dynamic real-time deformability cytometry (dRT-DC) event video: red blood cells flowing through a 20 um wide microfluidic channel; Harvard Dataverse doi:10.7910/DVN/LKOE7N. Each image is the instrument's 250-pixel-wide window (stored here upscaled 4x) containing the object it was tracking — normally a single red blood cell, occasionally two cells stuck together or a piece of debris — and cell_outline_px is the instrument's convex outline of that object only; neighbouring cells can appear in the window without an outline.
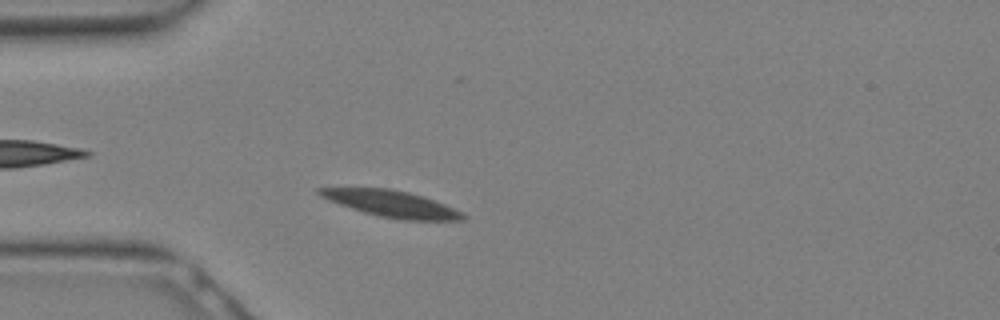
{"species": "Egyptian fruit bat (a non-hibernating species)", "species_latin": "Rousettus aegyptiacus", "temperature_condition": "warm", "stored_images_in_passage": 16, "camera_frame_rate_fps": 3000, "um_per_image_px": 0.085, "animal": {"sex": "female"}, "frame": {"image": 1, "passage_image": 4, "time_ms": 1.0, "image_size_px": [1000, 320], "cell_outline_px": [[468, 216], [464, 220], [400, 220], [380, 216], [364, 212], [328, 200], [320, 196], [316, 192], [316, 188], [388, 188], [408, 192], [424, 196], [464, 212]], "centroid_in_image_um": [33.32, 17.32], "position_along_channel_um": 51.7, "area_um2": 22.08}}
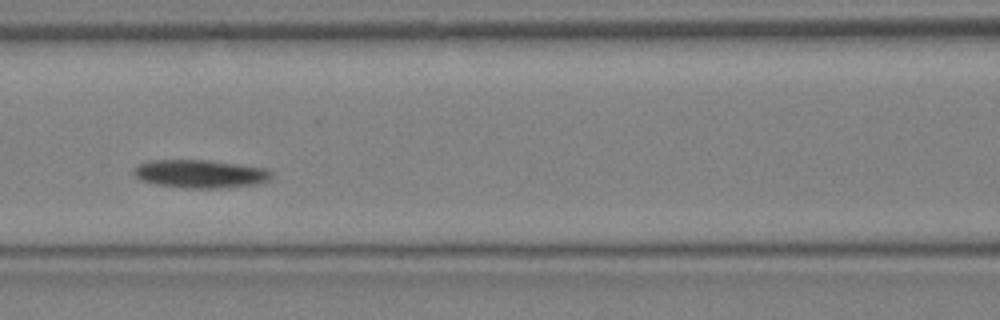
{"frame": {"image": 2, "passage_image": 9, "time_ms": 2.667, "image_size_px": [1000, 320], "cell_outline_px": [[272, 176], [268, 180], [256, 184], [224, 188], [184, 188], [152, 184], [140, 180], [132, 172], [132, 168], [148, 160], [208, 160], [240, 164], [264, 168], [272, 172]], "centroid_in_image_um": [16.98, 14.78], "position_along_channel_um": 149.6, "area_um2": 22.83}}
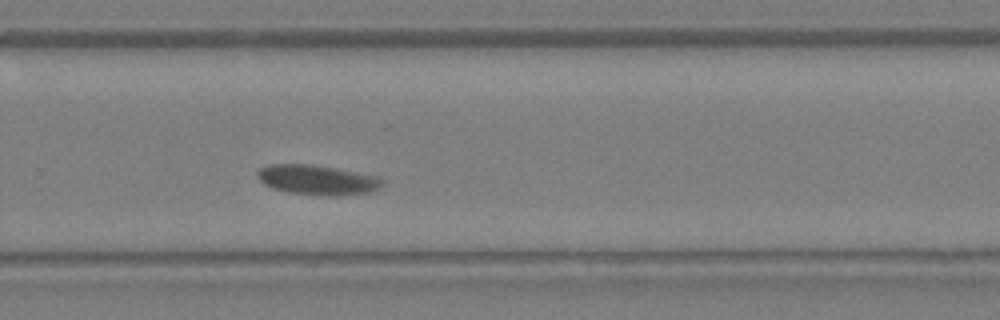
{"frame": {"image": 3, "passage_image": 16, "time_ms": 5.0, "image_size_px": [1000, 320], "cell_outline_px": [[384, 184], [380, 188], [372, 192], [340, 196], [324, 196], [288, 192], [272, 188], [264, 184], [256, 176], [256, 172], [260, 168], [268, 164], [312, 164], [380, 176], [384, 180]], "centroid_in_image_um": [27.01, 15.29], "position_along_channel_um": 302.8, "area_um2": 22.14}}